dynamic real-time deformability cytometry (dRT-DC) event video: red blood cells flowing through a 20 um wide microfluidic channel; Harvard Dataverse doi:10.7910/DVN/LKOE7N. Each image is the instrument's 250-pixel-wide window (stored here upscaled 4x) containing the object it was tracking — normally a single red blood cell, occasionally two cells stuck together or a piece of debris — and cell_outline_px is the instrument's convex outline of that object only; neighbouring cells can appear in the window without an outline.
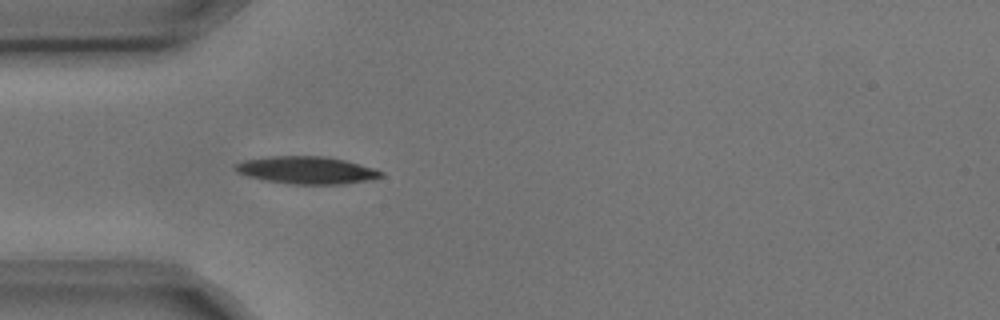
{"species": "common noctule bat (a hibernating species)", "species_latin": "Nyctalus noctula", "temperature_condition": "cold", "stored_images_in_passage": 4, "camera_frame_rate_fps": 3000, "um_per_image_px": 0.085, "animal": {"sex": "male", "body_mass_g": 17.9, "forearm_length_mm": 54.2}, "frame": {"image": 1, "passage_image": 4, "time_ms": 1.0, "image_size_px": [1000, 320], "cell_outline_px": [[384, 176], [368, 180], [344, 184], [288, 184], [248, 176], [236, 172], [232, 168], [232, 164], [244, 160], [264, 156], [328, 156], [360, 164], [384, 172]], "centroid_in_image_um": [26.02, 14.45], "position_along_channel_um": 59.0, "area_um2": 23.47}}